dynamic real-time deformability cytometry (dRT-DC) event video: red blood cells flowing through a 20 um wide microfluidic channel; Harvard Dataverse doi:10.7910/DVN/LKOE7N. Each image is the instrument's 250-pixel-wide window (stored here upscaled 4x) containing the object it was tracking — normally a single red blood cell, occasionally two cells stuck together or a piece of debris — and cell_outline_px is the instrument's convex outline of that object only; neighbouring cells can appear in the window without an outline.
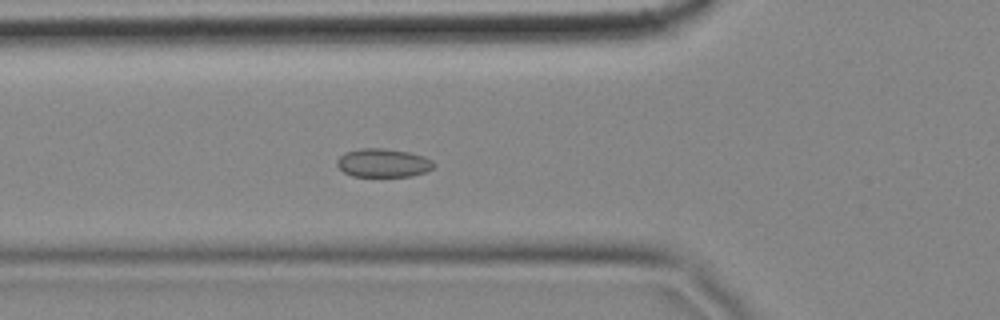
{"species": "common noctule bat (a hibernating species)", "species_latin": "Nyctalus noctula", "temperature_condition": "cold", "stored_images_in_passage": 58, "camera_frame_rate_fps": 3000, "um_per_image_px": 0.085, "animal": {"sex": "female", "body_mass_g": 18.4}, "frame": {"image": 1, "passage_image": 19, "time_ms": 6.0, "image_size_px": [1000, 320], "cell_outline_px": [[436, 164], [432, 168], [424, 172], [412, 176], [352, 176], [344, 172], [336, 164], [336, 160], [344, 152], [360, 148], [384, 148], [408, 152], [424, 156], [432, 160]], "centroid_in_image_um": [32.55, 13.84], "position_along_channel_um": 93.2, "area_um2": 16.13}}
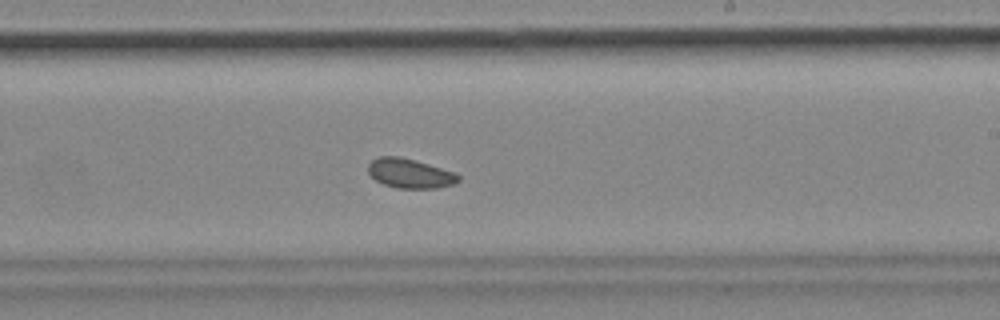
{"frame": {"image": 2, "passage_image": 33, "time_ms": 10.667, "image_size_px": [1000, 320], "cell_outline_px": [[460, 180], [452, 184], [436, 188], [396, 188], [384, 184], [376, 180], [368, 172], [368, 164], [372, 160], [380, 156], [400, 156], [416, 160], [456, 172], [460, 176]], "centroid_in_image_um": [34.85, 14.73], "position_along_channel_um": 254.1, "area_um2": 15.55}}
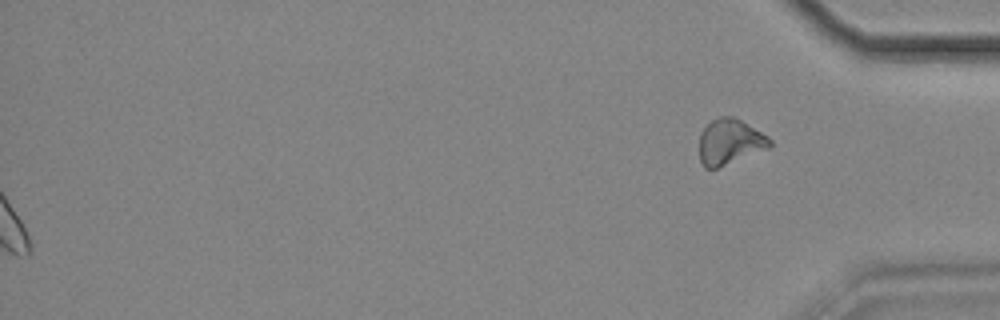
{"frame": {"image": 3, "passage_image": 58, "time_ms": 19.0, "image_size_px": [1000, 320], "cell_outline_px": [[772, 144], [768, 148], [716, 168], [704, 168], [700, 160], [700, 132], [712, 120], [720, 116], [732, 116], [740, 120], [768, 136], [772, 140]], "centroid_in_image_um": [62.02, 12.04], "position_along_channel_um": 373.2, "area_um2": 18.38}}